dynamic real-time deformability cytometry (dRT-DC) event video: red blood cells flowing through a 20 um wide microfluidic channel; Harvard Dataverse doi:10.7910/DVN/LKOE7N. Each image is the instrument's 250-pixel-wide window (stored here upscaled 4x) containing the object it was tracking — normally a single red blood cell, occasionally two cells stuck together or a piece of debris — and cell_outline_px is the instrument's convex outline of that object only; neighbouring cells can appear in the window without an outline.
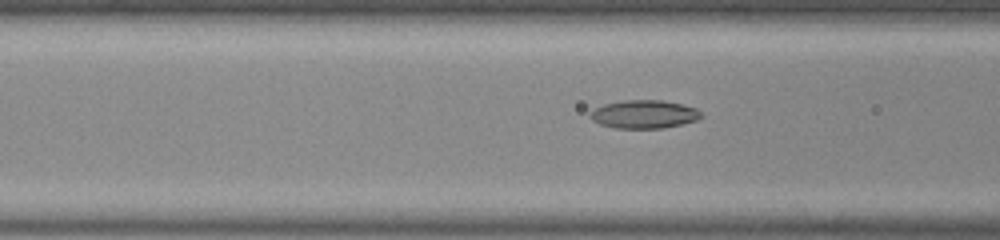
{"species": "common noctule bat (a hibernating species)", "species_latin": "Nyctalus noctula", "temperature_condition": "room temperature", "stored_images_in_passage": 39, "camera_frame_rate_fps": 3000, "um_per_image_px": 0.085, "animal": {"sex": "male", "body_mass_g": 20.0, "forearm_length_mm": 53.3}, "frame": {"image": 1, "passage_image": 8, "time_ms": 2.333, "image_size_px": [1000, 240], "cell_outline_px": [[704, 116], [696, 120], [664, 128], [616, 128], [600, 124], [592, 120], [588, 116], [588, 112], [604, 104], [624, 100], [664, 100], [684, 104], [696, 108]], "centroid_in_image_um": [54.74, 9.7], "position_along_channel_um": 111.9, "area_um2": 18.38}}
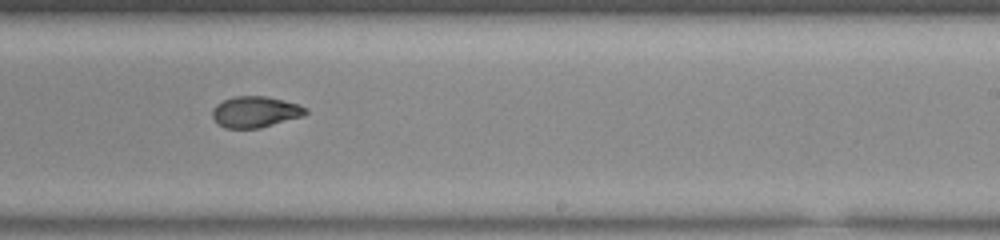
{"frame": {"image": 2, "passage_image": 20, "time_ms": 6.333, "image_size_px": [1000, 240], "cell_outline_px": [[308, 112], [304, 116], [260, 128], [224, 128], [216, 124], [212, 116], [212, 108], [216, 104], [224, 100], [236, 96], [264, 96], [300, 104], [308, 108]], "centroid_in_image_um": [21.7, 9.52], "position_along_channel_um": 267.3, "area_um2": 17.11}}
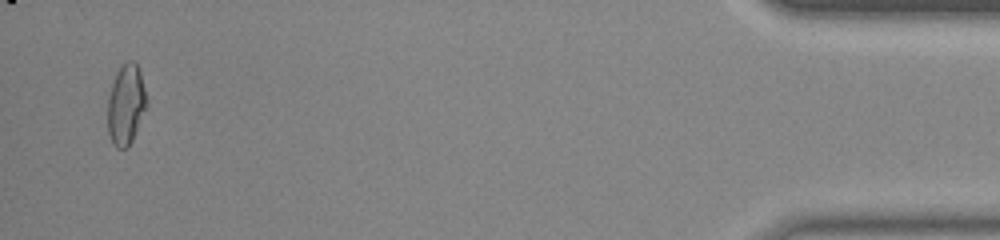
{"frame": {"image": 3, "passage_image": 38, "time_ms": 12.333, "image_size_px": [1000, 240], "cell_outline_px": [[148, 104], [132, 140], [128, 148], [116, 148], [112, 144], [108, 132], [108, 96], [116, 72], [128, 60], [136, 60], [140, 72], [148, 100]], "centroid_in_image_um": [10.72, 8.89], "position_along_channel_um": 424.5, "area_um2": 18.38}, "authors_computed_cell_mechanics": {"area_um2": 17.5712, "velocity_mm_per_s": 3.8863, "shape_relaxation_time_tau1_ms": null, "shape_relaxation_time_tau2_ms": 1.3105, "deformation_change_tau1": null, "deformation_change_tau2": 0.064}}